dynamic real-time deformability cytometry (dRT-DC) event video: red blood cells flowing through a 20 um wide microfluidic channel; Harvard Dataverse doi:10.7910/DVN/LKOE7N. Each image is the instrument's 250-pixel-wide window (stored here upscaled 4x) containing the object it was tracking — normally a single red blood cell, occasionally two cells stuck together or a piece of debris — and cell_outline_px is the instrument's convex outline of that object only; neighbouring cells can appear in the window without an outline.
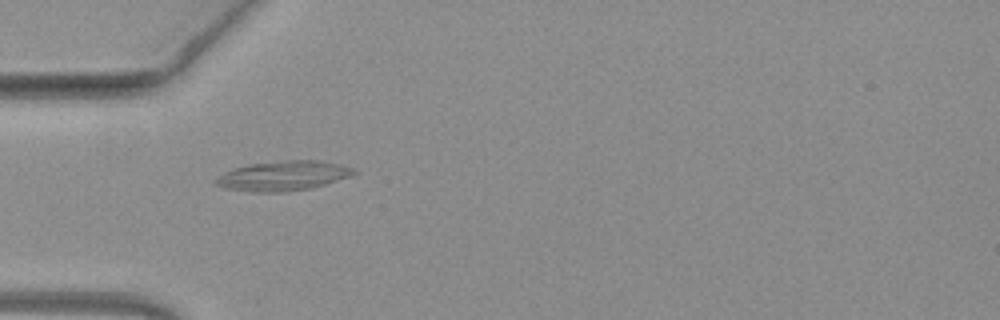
{"species": "common noctule bat (a hibernating species)", "species_latin": "Nyctalus noctula", "temperature_condition": "warm", "stored_images_in_passage": 42, "camera_frame_rate_fps": 3000, "um_per_image_px": 0.085, "animal": {"sex": "female", "body_mass_g": 19.3, "forearm_length_mm": 54.1}, "frame": {"image": 1, "passage_image": 7, "time_ms": 2.0, "image_size_px": [1000, 320], "cell_outline_px": [[360, 172], [352, 176], [312, 188], [288, 192], [252, 192], [224, 188], [212, 184], [212, 180], [224, 172], [248, 164], [284, 160], [320, 160], [340, 164], [356, 168]], "centroid_in_image_um": [24.09, 14.95], "position_along_channel_um": 60.9, "area_um2": 24.45}}
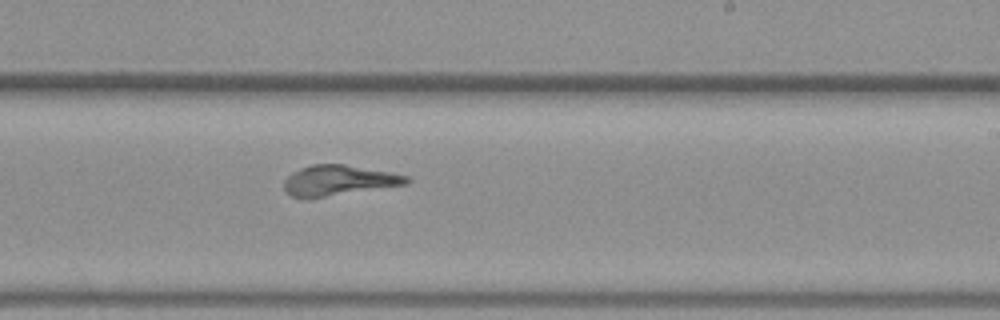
{"frame": {"image": 2, "passage_image": 22, "time_ms": 7.0, "image_size_px": [1000, 320], "cell_outline_px": [[412, 180], [408, 184], [308, 200], [304, 200], [292, 196], [284, 188], [284, 180], [292, 172], [300, 168], [312, 164], [344, 164], [388, 172], [408, 176]], "centroid_in_image_um": [28.76, 15.36], "position_along_channel_um": 260.2, "area_um2": 22.02}}
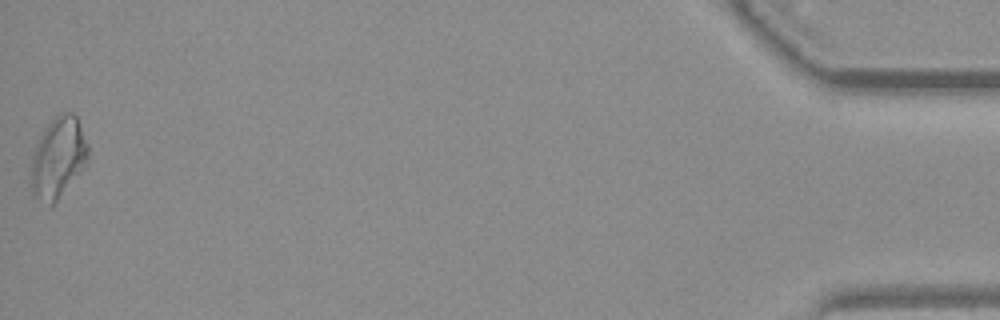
{"frame": {"image": 3, "passage_image": 42, "time_ms": 13.667, "image_size_px": [1000, 320], "cell_outline_px": [[88, 160], [80, 172], [56, 200], [48, 208], [32, 196], [28, 184], [28, 176], [32, 156], [40, 136], [44, 128], [60, 112], [72, 112], [76, 116], [88, 144]], "centroid_in_image_um": [4.88, 13.45], "position_along_channel_um": 430.3, "area_um2": 27.28}}